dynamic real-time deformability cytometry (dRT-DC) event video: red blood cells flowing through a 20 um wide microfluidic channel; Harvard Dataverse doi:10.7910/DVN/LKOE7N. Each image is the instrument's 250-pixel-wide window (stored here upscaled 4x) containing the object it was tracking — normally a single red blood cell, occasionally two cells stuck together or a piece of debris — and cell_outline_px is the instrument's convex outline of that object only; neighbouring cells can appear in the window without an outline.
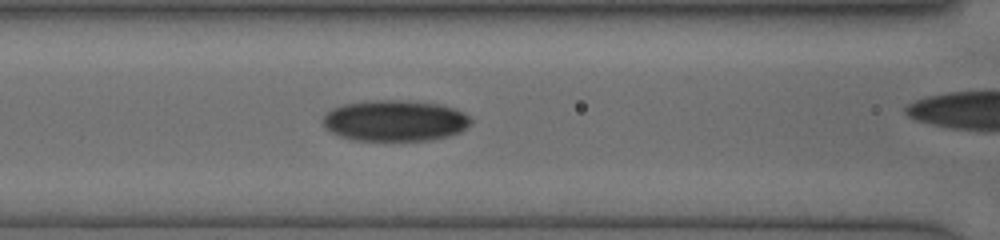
{"species": "human", "species_latin": "Homo sapiens", "temperature_condition": "cold", "stored_images_in_passage": 17, "segment_of_instrument_passage": [1, 2], "camera_frame_rate_fps": 3000, "um_per_image_px": 0.085, "donor": {"sex": "female"}, "frame": {"image": 1, "passage_image": 12, "time_ms": 3.0, "image_size_px": [1000, 240], "cell_outline_px": [[472, 124], [460, 132], [428, 140], [352, 140], [340, 136], [324, 128], [320, 120], [324, 112], [332, 108], [344, 104], [368, 100], [404, 100], [440, 104], [456, 108], [468, 116], [472, 120]], "centroid_in_image_um": [33.52, 10.24], "position_along_channel_um": 133.1, "area_um2": 35.72}}